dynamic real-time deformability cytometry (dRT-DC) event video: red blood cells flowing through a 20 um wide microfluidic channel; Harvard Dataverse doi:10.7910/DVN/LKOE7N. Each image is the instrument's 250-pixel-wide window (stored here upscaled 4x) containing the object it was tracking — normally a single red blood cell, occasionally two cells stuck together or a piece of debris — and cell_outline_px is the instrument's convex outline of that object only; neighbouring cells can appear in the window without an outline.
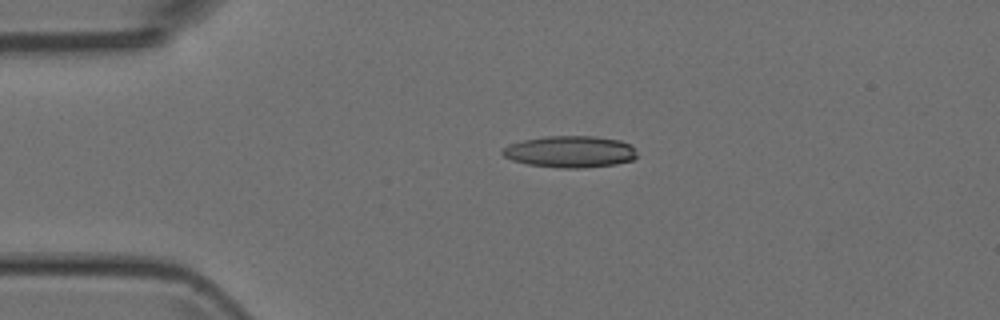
{"species": "Egyptian fruit bat (a non-hibernating species)", "species_latin": "Rousettus aegyptiacus", "temperature_condition": "room temperature", "stored_images_in_passage": 2, "camera_frame_rate_fps": 3000, "um_per_image_px": 0.085, "animal": {"sex": "female"}, "frame": {"image": 1, "passage_image": 1, "time_ms": 0.0, "image_size_px": [1000, 320], "cell_outline_px": [[636, 156], [632, 160], [616, 164], [580, 168], [560, 168], [528, 164], [512, 160], [504, 156], [500, 152], [508, 144], [524, 140], [544, 136], [596, 136], [620, 140], [632, 144], [636, 148]], "centroid_in_image_um": [48.48, 12.88], "position_along_channel_um": 36.5, "area_um2": 24.97}}